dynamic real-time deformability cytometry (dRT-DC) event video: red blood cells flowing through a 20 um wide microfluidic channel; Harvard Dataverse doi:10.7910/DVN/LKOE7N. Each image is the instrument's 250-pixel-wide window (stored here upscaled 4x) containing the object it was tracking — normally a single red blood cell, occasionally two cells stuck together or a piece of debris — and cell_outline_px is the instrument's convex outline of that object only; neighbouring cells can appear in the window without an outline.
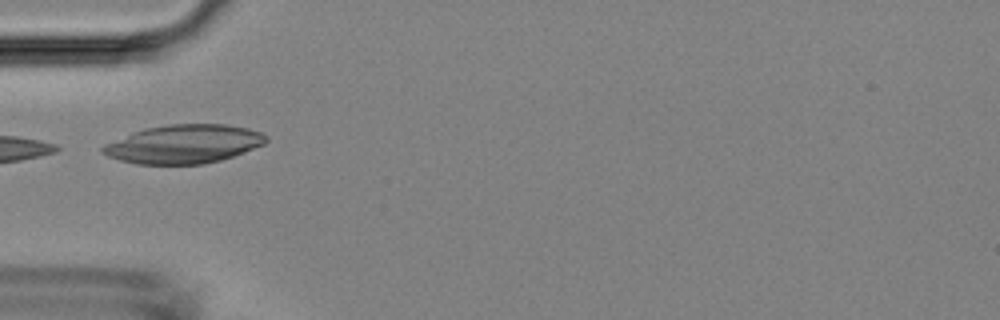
{"species": "Egyptian fruit bat (a non-hibernating species)", "species_latin": "Rousettus aegyptiacus", "temperature_condition": "room temperature", "stored_images_in_passage": 6, "camera_frame_rate_fps": 3000, "um_per_image_px": 0.085, "animal": {"sex": "female"}, "frame": {"image": 1, "passage_image": 5, "time_ms": 4.667, "image_size_px": [1000, 320], "cell_outline_px": [[268, 140], [264, 144], [244, 152], [220, 160], [204, 164], [136, 164], [120, 160], [108, 156], [100, 152], [100, 148], [104, 144], [132, 132], [144, 128], [168, 124], [224, 124], [248, 128], [260, 132], [268, 136]], "centroid_in_image_um": [15.6, 12.24], "position_along_channel_um": 69.4, "area_um2": 36.88}}